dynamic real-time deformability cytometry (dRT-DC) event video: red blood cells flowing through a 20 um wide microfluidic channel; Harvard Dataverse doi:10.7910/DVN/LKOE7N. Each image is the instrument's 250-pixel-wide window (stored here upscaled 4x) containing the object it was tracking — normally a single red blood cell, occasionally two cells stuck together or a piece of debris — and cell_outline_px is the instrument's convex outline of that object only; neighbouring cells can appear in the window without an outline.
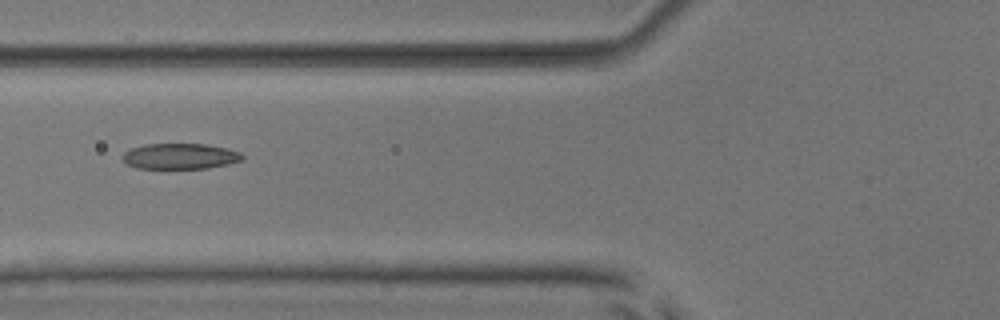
{"species": "common noctule bat (a hibernating species)", "species_latin": "Nyctalus noctula", "temperature_condition": "room temperature", "stored_images_in_passage": 6, "camera_frame_rate_fps": 3000, "um_per_image_px": 0.085, "animal": {"sex": "male", "body_mass_g": 17.9, "forearm_length_mm": 54.2}, "frame": {"image": 1, "passage_image": 6, "time_ms": 6.667, "image_size_px": [1000, 320], "cell_outline_px": [[244, 160], [228, 164], [208, 168], [136, 168], [128, 164], [120, 156], [124, 152], [132, 148], [144, 144], [204, 144], [228, 148], [240, 152], [244, 156]], "centroid_in_image_um": [15.33, 13.28], "position_along_channel_um": 110.5, "area_um2": 17.98}}